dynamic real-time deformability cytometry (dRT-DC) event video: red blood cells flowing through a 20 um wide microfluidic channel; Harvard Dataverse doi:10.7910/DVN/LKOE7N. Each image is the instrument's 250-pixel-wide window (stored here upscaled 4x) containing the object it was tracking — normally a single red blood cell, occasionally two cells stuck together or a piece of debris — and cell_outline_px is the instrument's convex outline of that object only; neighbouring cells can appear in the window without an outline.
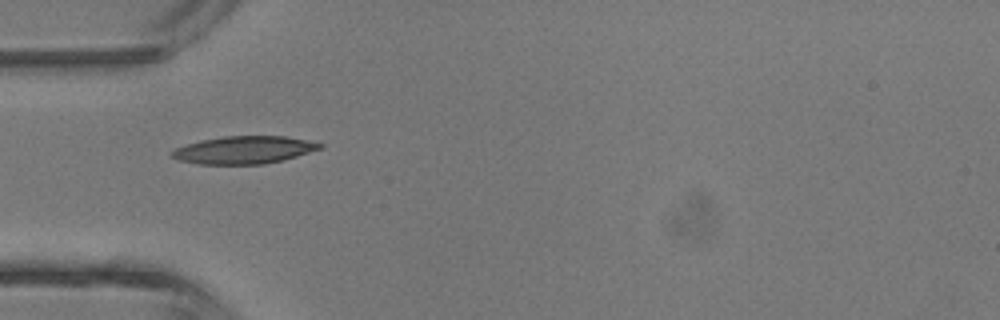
{"species": "common noctule bat (a hibernating species)", "species_latin": "Nyctalus noctula", "temperature_condition": "room temperature", "stored_images_in_passage": 5, "camera_frame_rate_fps": 3000, "um_per_image_px": 0.085, "animal": {"sex": "male", "body_mass_g": 13.3}, "frame": {"image": 1, "passage_image": 4, "time_ms": 4.333, "image_size_px": [1000, 320], "cell_outline_px": [[324, 144], [320, 148], [284, 160], [264, 164], [196, 164], [180, 160], [172, 156], [172, 152], [176, 148], [188, 144], [204, 140], [224, 136], [284, 136]], "centroid_in_image_um": [20.74, 12.75], "position_along_channel_um": 64.3, "area_um2": 23.35}}
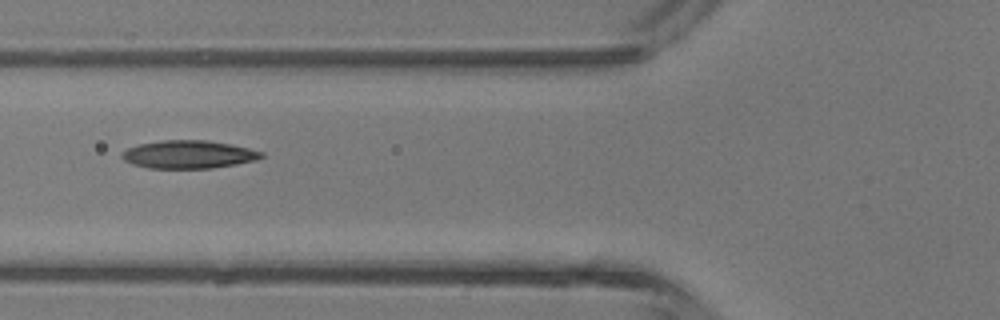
{"frame": {"image": 2, "passage_image": 5, "time_ms": 5.333, "image_size_px": [1000, 320], "cell_outline_px": [[264, 156], [256, 160], [236, 164], [212, 168], [148, 168], [132, 164], [124, 160], [120, 156], [128, 148], [140, 144], [160, 140], [208, 140], [248, 148], [264, 152]], "centroid_in_image_um": [16.03, 13.13], "position_along_channel_um": 109.8, "area_um2": 22.66}}